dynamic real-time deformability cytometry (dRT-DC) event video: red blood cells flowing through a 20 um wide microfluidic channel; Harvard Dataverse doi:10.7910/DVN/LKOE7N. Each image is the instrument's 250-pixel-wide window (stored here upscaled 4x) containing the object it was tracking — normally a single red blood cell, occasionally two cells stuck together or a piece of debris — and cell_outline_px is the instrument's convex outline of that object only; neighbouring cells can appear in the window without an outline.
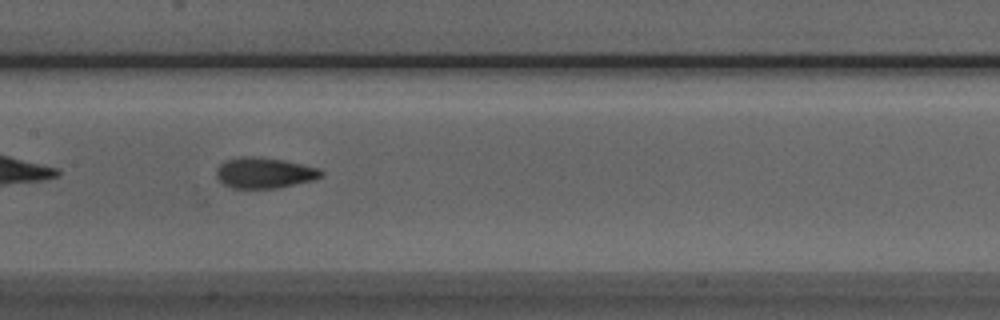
{"species": "Egyptian fruit bat (a non-hibernating species)", "species_latin": "Rousettus aegyptiacus", "temperature_condition": "room temperature", "stored_images_in_passage": 36, "camera_frame_rate_fps": 3000, "um_per_image_px": 0.085, "animal": {"sex": "male"}, "frame": {"image": 1, "passage_image": 9, "time_ms": 2.667, "image_size_px": [1000, 320], "cell_outline_px": [[324, 176], [316, 180], [280, 188], [232, 188], [224, 184], [216, 176], [216, 168], [224, 160], [240, 156], [252, 156], [284, 160], [320, 168], [324, 172]], "centroid_in_image_um": [22.51, 14.69], "position_along_channel_um": 184.9, "area_um2": 19.13}}
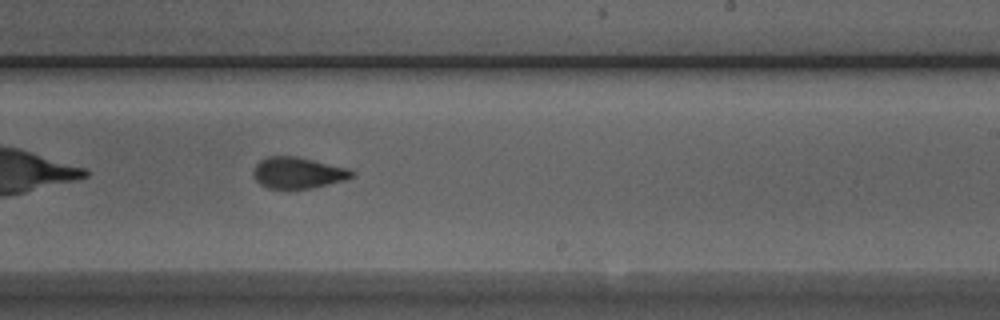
{"frame": {"image": 2, "passage_image": 15, "time_ms": 4.667, "image_size_px": [1000, 320], "cell_outline_px": [[356, 172], [352, 176], [344, 180], [312, 188], [268, 188], [260, 184], [256, 180], [252, 172], [256, 164], [260, 160], [268, 156], [296, 156], [348, 168]], "centroid_in_image_um": [25.31, 14.68], "position_along_channel_um": 263.7, "area_um2": 17.8}}
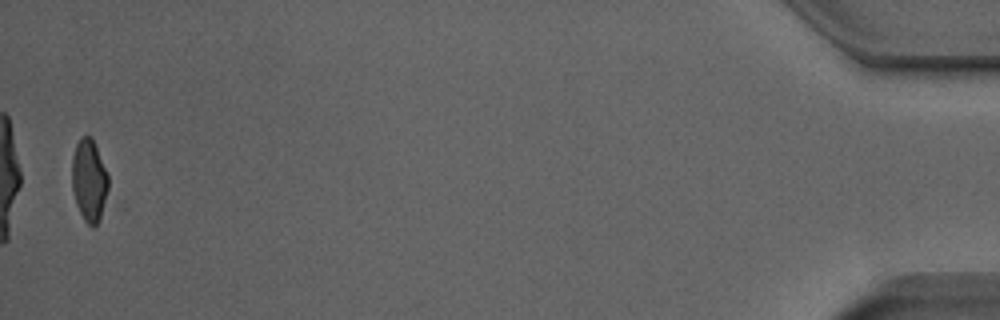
{"frame": {"image": 3, "passage_image": 35, "time_ms": 11.333, "image_size_px": [1000, 320], "cell_outline_px": [[108, 188], [100, 220], [92, 228], [84, 220], [76, 204], [72, 188], [72, 156], [76, 144], [80, 136], [92, 136], [108, 176]], "centroid_in_image_um": [7.56, 15.32], "position_along_channel_um": 427.6, "area_um2": 17.4}}